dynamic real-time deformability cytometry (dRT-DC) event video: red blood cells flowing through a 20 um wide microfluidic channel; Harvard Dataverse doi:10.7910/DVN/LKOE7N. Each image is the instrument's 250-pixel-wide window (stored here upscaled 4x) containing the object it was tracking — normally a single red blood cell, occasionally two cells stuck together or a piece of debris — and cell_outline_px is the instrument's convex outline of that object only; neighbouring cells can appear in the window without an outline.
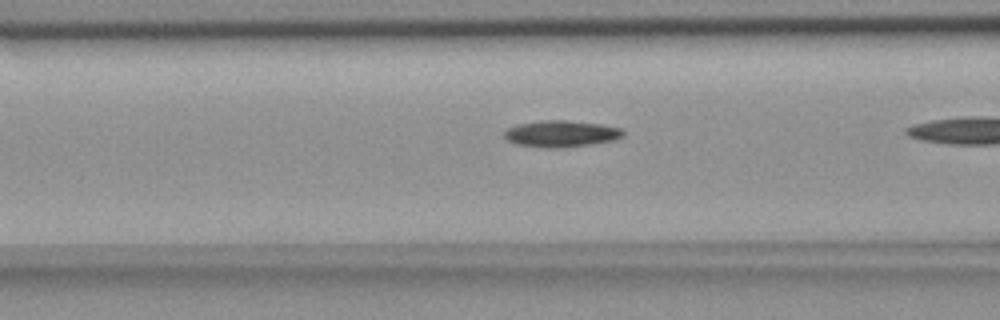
{"species": "common noctule bat (a hibernating species)", "species_latin": "Nyctalus noctula", "temperature_condition": "room temperature", "stored_images_in_passage": 20, "segment_of_instrument_passage": [2, 2], "camera_frame_rate_fps": 3000, "um_per_image_px": 0.085, "animal": {"sex": "female", "body_mass_g": 18.4}, "frame": {"image": 1, "passage_image": 19, "time_ms": 6.0, "image_size_px": [1000, 320], "cell_outline_px": [[624, 136], [616, 140], [592, 144], [556, 148], [544, 148], [516, 144], [508, 140], [504, 136], [504, 132], [508, 128], [516, 124], [544, 120], [568, 120], [600, 124], [620, 128], [624, 132]], "centroid_in_image_um": [47.7, 11.37], "position_along_channel_um": 118.9, "area_um2": 18.44}}